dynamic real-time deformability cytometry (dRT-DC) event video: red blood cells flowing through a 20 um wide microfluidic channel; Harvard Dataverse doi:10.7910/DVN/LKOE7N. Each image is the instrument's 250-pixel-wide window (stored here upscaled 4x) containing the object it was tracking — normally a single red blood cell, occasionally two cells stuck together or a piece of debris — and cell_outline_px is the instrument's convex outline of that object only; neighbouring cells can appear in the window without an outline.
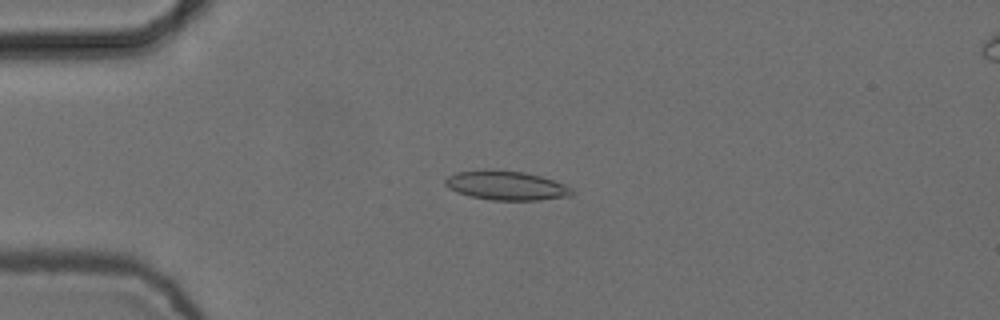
{"species": "common noctule bat (a hibernating species)", "species_latin": "Nyctalus noctula", "temperature_condition": "cold", "stored_images_in_passage": 3, "camera_frame_rate_fps": 3000, "um_per_image_px": 0.085, "animal": {"sex": "female", "body_mass_g": 24.6, "forearm_length_mm": 56.2}, "frame": {"image": 1, "passage_image": 2, "time_ms": 0.333, "image_size_px": [1000, 320], "cell_outline_px": [[572, 196], [540, 200], [492, 200], [468, 196], [456, 192], [448, 188], [444, 184], [444, 180], [448, 176], [456, 172], [524, 172], [540, 176], [564, 184], [572, 188]], "centroid_in_image_um": [43.05, 15.82], "position_along_channel_um": 42.0, "area_um2": 20.87}}